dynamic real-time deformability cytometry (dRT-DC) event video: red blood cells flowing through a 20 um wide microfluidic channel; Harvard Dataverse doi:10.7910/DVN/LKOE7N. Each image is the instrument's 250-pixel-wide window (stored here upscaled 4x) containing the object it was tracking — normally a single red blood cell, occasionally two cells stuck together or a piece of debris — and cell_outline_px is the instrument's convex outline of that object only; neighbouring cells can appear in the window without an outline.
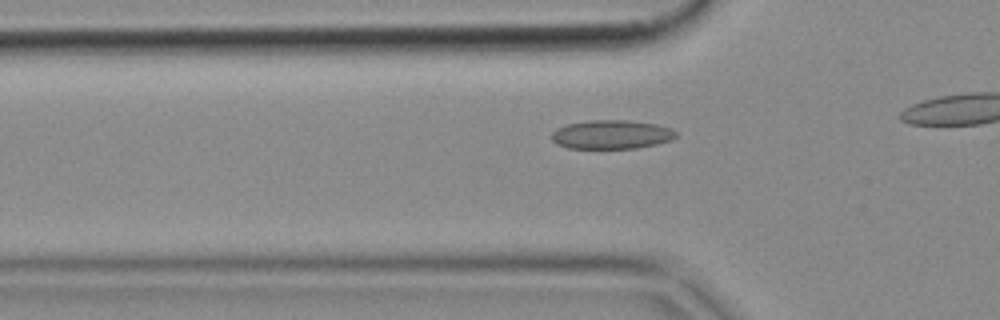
{"species": "common noctule bat (a hibernating species)", "species_latin": "Nyctalus noctula", "temperature_condition": "cold", "stored_images_in_passage": 17, "camera_frame_rate_fps": 3000, "um_per_image_px": 0.085, "animal": {"sex": "female", "body_mass_g": 18.4}, "frame": {"image": 1, "passage_image": 12, "time_ms": 3.667, "image_size_px": [1000, 320], "cell_outline_px": [[676, 136], [672, 140], [656, 144], [636, 148], [568, 148], [556, 144], [552, 140], [552, 132], [556, 128], [568, 124], [588, 120], [628, 120], [656, 124], [672, 128], [676, 132]], "centroid_in_image_um": [51.98, 11.43], "position_along_channel_um": 73.8, "area_um2": 20.98}}